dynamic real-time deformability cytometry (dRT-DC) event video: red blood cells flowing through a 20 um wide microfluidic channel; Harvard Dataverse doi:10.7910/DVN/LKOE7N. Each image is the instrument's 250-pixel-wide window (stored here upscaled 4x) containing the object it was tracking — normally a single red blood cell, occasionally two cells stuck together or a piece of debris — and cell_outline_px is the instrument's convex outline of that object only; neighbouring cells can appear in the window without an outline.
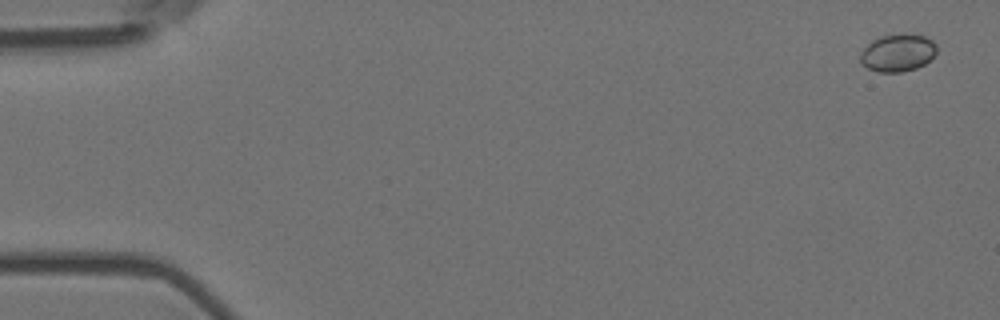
{"species": "Egyptian fruit bat (a non-hibernating species)", "species_latin": "Rousettus aegyptiacus", "temperature_condition": "room temperature", "stored_images_in_passage": 5, "camera_frame_rate_fps": 3000, "um_per_image_px": 0.085, "animal": {"sex": "female"}, "frame": {"image": 1, "passage_image": 1, "time_ms": 0.0, "image_size_px": [1000, 320], "cell_outline_px": [[936, 52], [924, 64], [916, 68], [900, 72], [880, 72], [868, 68], [860, 60], [860, 52], [872, 40], [880, 36], [900, 32], [912, 32], [924, 36], [932, 40], [936, 44]], "centroid_in_image_um": [76.31, 4.44], "position_along_channel_um": 8.7, "area_um2": 16.88}}
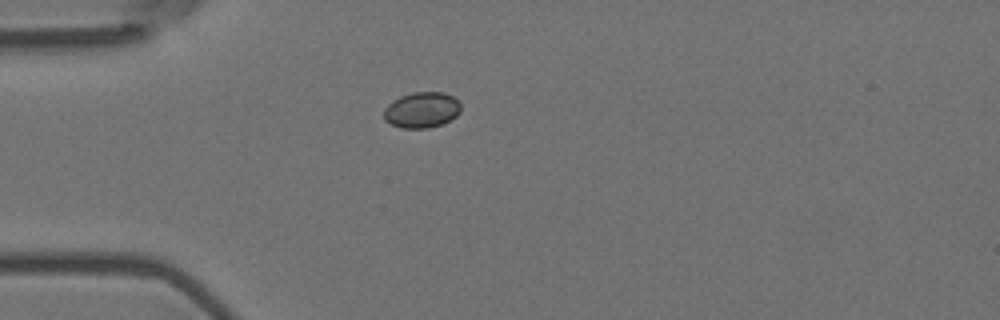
{"frame": {"image": 2, "passage_image": 5, "time_ms": 1.333, "image_size_px": [1000, 320], "cell_outline_px": [[460, 112], [456, 116], [440, 124], [428, 128], [400, 128], [384, 120], [384, 108], [388, 104], [400, 96], [412, 92], [444, 92], [452, 96], [460, 104]], "centroid_in_image_um": [35.82, 9.34], "position_along_channel_um": 49.2, "area_um2": 15.95}}